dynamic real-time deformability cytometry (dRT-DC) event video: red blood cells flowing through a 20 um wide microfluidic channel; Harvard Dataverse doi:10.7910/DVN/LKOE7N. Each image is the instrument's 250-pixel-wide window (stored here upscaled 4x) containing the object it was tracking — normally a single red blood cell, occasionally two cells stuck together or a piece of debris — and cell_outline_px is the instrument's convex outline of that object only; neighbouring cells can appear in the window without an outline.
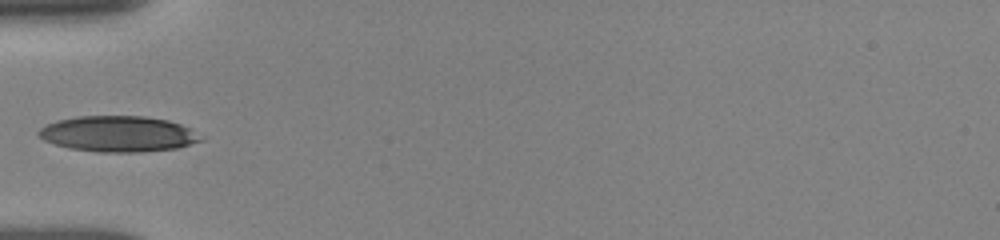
{"species": "human", "species_latin": "Homo sapiens", "temperature_condition": "room temperature", "stored_images_in_passage": 70, "camera_frame_rate_fps": 3000, "um_per_image_px": 0.085, "donor": {"sex": "female"}, "frame": {"image": 1, "passage_image": 1, "time_ms": 0.0, "image_size_px": [1000, 240], "cell_outline_px": [[204, 140], [176, 148], [140, 152], [100, 152], [68, 148], [44, 140], [36, 136], [36, 132], [40, 128], [56, 120], [76, 116], [144, 116], [168, 120], [192, 128]], "centroid_in_image_um": [10.03, 11.37], "position_along_channel_um": 75.0, "area_um2": 33.99}}
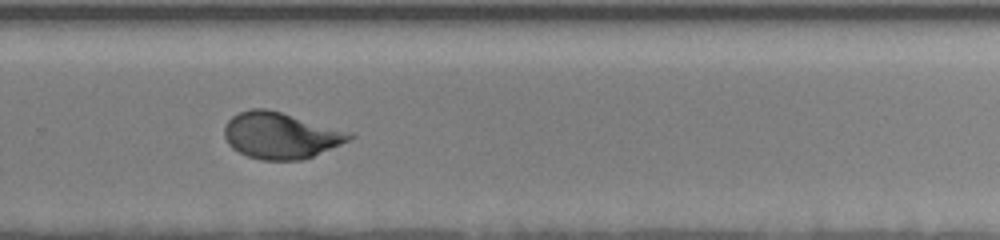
{"frame": {"image": 2, "passage_image": 38, "time_ms": 6.0, "image_size_px": [1000, 240], "cell_outline_px": [[356, 136], [340, 144], [312, 156], [300, 160], [260, 160], [248, 156], [232, 148], [228, 144], [224, 136], [224, 124], [232, 116], [240, 112], [252, 108], [268, 108], [352, 132]], "centroid_in_image_um": [23.83, 11.5], "position_along_channel_um": 306.0, "area_um2": 33.76}}
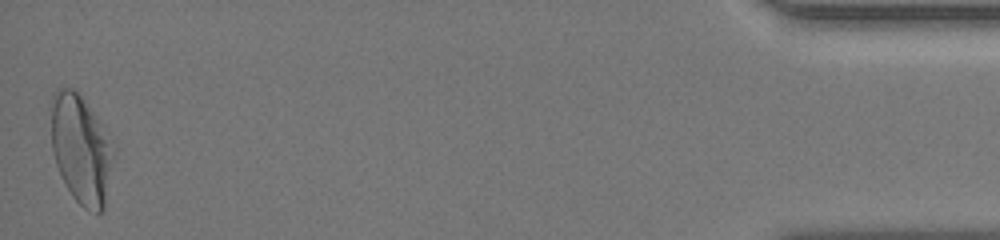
{"frame": {"image": 3, "passage_image": 70, "time_ms": 11.333, "image_size_px": [1000, 240], "cell_outline_px": [[112, 160], [104, 208], [100, 212], [88, 212], [72, 196], [64, 184], [56, 164], [52, 152], [48, 104], [56, 88], [72, 88], [80, 96], [96, 116], [112, 140]], "centroid_in_image_um": [6.82, 12.65], "position_along_channel_um": 428.4, "area_um2": 39.88}}